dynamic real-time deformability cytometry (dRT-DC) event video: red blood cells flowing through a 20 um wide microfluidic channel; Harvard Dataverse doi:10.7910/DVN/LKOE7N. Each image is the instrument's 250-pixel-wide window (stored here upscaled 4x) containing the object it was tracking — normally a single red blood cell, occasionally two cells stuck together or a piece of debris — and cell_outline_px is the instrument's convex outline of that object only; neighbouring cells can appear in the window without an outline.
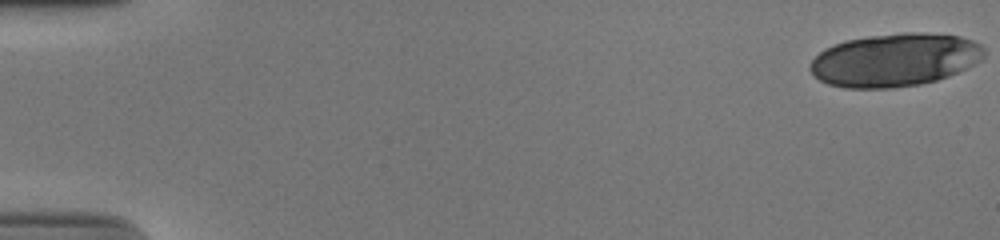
{"species": "human", "species_latin": "Homo sapiens", "temperature_condition": "cold", "stored_images_in_passage": 20, "camera_frame_rate_fps": 3000, "um_per_image_px": 0.085, "donor": {"sex": "male"}, "frame": {"image": 1, "passage_image": 1, "time_ms": 0.0, "image_size_px": [1000, 240], "cell_outline_px": [[984, 56], [980, 60], [948, 76], [936, 80], [920, 84], [896, 88], [844, 88], [828, 84], [820, 80], [808, 68], [812, 60], [820, 52], [844, 40], [868, 36], [904, 32], [912, 32], [960, 36], [972, 40], [980, 44], [984, 48]], "centroid_in_image_um": [76.04, 5.1], "position_along_channel_um": 9.0, "area_um2": 53.52}}